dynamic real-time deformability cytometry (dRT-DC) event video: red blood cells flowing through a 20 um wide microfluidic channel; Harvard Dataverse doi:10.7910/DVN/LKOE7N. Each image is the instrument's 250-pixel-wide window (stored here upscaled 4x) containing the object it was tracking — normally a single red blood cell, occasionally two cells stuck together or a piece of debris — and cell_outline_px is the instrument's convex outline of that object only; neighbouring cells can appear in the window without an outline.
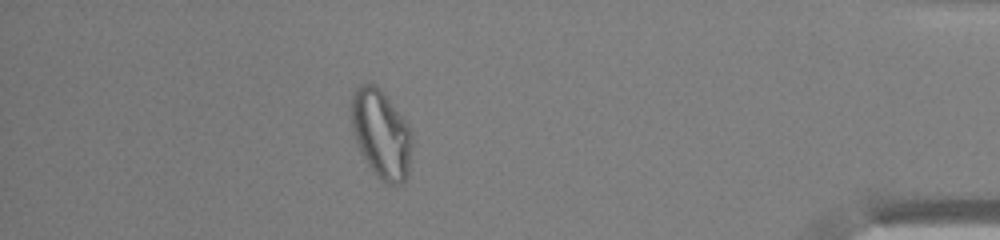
{"species": "common noctule bat (a hibernating species)", "species_latin": "Nyctalus noctula", "temperature_condition": "warm", "stored_images_in_passage": 45, "camera_frame_rate_fps": 3000, "um_per_image_px": 0.085, "animal": {"sex": "male", "body_mass_g": 13.0, "forearm_length_mm": 53.1}, "frame": {"image": 1, "passage_image": 39, "time_ms": 12.667, "image_size_px": [1000, 240], "cell_outline_px": [[412, 144], [408, 176], [400, 184], [388, 184], [380, 180], [372, 172], [352, 132], [348, 104], [352, 92], [360, 84], [372, 84], [380, 88], [408, 124], [412, 132]], "centroid_in_image_um": [32.37, 11.36], "position_along_channel_um": 402.8, "area_um2": 31.73}, "authors_computed_cell_mechanics": {"area_um2": 27.166, "velocity_mm_per_s": 4.0507, "shape_relaxation_time_tau1_ms": null, "shape_relaxation_time_tau2_ms": 1.9744, "deformation_change_tau1": null, "deformation_change_tau2": 0.0674}}